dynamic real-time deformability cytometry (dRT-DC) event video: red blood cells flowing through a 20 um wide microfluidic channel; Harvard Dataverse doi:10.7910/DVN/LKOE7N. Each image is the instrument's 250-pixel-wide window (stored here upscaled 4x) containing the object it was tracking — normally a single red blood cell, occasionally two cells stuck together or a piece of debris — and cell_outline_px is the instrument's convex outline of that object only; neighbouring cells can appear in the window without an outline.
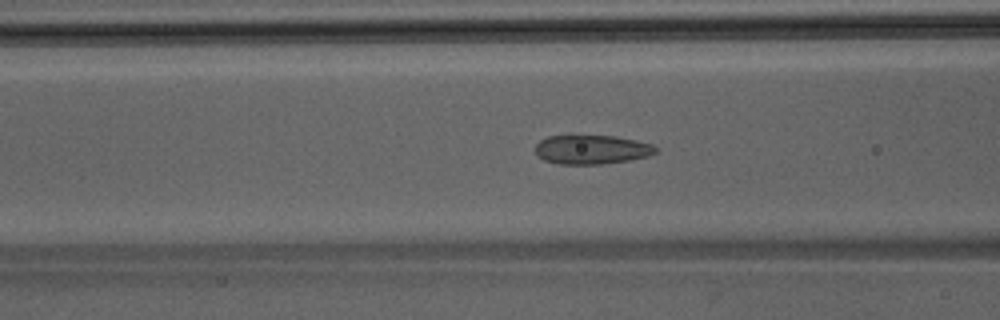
{"species": "Egyptian fruit bat (a non-hibernating species)", "species_latin": "Rousettus aegyptiacus", "temperature_condition": "room temperature", "stored_images_in_passage": 48, "camera_frame_rate_fps": 3000, "um_per_image_px": 0.085, "animal": {"sex": "male"}, "frame": {"image": 1, "passage_image": 19, "time_ms": 6.0, "image_size_px": [1000, 320], "cell_outline_px": [[656, 152], [648, 156], [628, 160], [600, 164], [556, 164], [544, 160], [536, 152], [536, 144], [540, 140], [548, 136], [616, 136], [636, 140], [652, 144], [656, 148]], "centroid_in_image_um": [50.29, 12.71], "position_along_channel_um": 116.3, "area_um2": 20.23}}
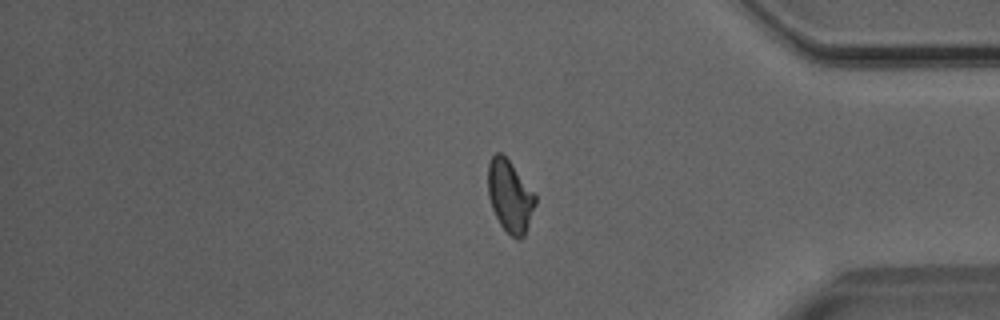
{"frame": {"image": 2, "passage_image": 40, "time_ms": 13.0, "image_size_px": [1000, 320], "cell_outline_px": [[536, 204], [524, 236], [520, 240], [512, 236], [500, 224], [492, 208], [488, 196], [488, 164], [492, 156], [496, 152], [500, 152], [512, 164], [536, 196]], "centroid_in_image_um": [43.34, 16.68], "position_along_channel_um": 391.9, "area_um2": 19.59}}
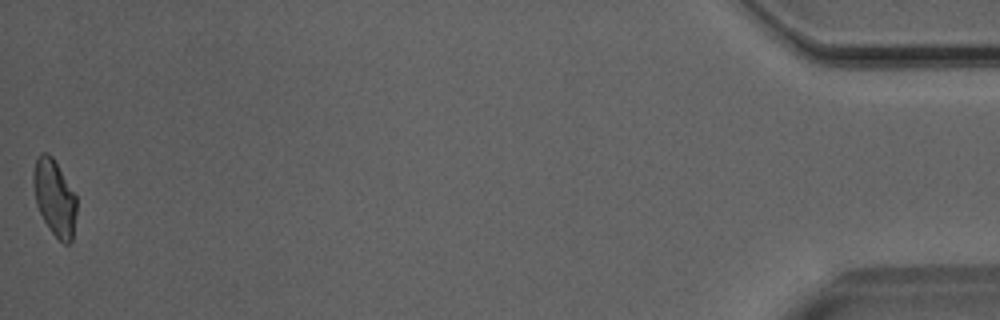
{"frame": {"image": 3, "passage_image": 48, "time_ms": 15.667, "image_size_px": [1000, 320], "cell_outline_px": [[76, 212], [72, 240], [68, 244], [64, 244], [48, 228], [36, 204], [32, 180], [32, 172], [36, 160], [40, 152], [48, 152], [52, 156], [76, 196]], "centroid_in_image_um": [4.61, 16.78], "position_along_channel_um": 430.6, "area_um2": 19.07}}